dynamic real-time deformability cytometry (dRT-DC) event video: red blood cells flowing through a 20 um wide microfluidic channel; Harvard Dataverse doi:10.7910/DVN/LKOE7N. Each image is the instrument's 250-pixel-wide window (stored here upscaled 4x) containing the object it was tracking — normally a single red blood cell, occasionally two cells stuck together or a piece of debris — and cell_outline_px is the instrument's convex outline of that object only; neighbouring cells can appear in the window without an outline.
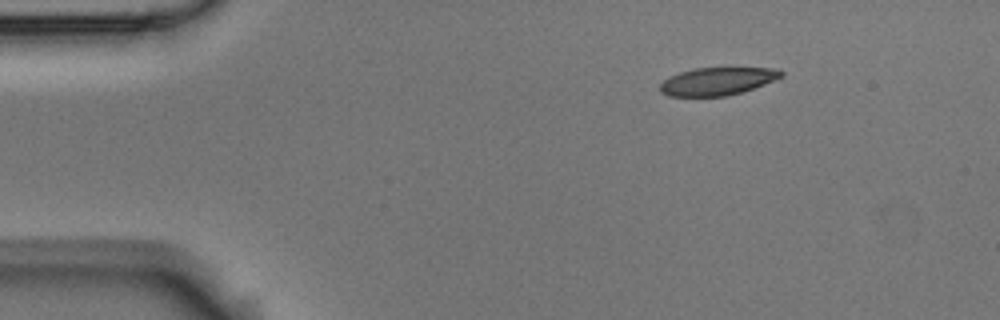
{"species": "Egyptian fruit bat (a non-hibernating species)", "species_latin": "Rousettus aegyptiacus", "temperature_condition": "room temperature", "stored_images_in_passage": 4, "camera_frame_rate_fps": 3000, "um_per_image_px": 0.085, "animal": {"sex": "male"}, "frame": {"image": 1, "passage_image": 1, "time_ms": 0.0, "image_size_px": [1000, 320], "cell_outline_px": [[784, 76], [764, 84], [740, 92], [724, 96], [668, 96], [660, 92], [660, 84], [668, 76], [680, 72], [696, 68], [772, 68], [784, 72]], "centroid_in_image_um": [60.94, 6.9], "position_along_channel_um": 24.1, "area_um2": 19.42}}
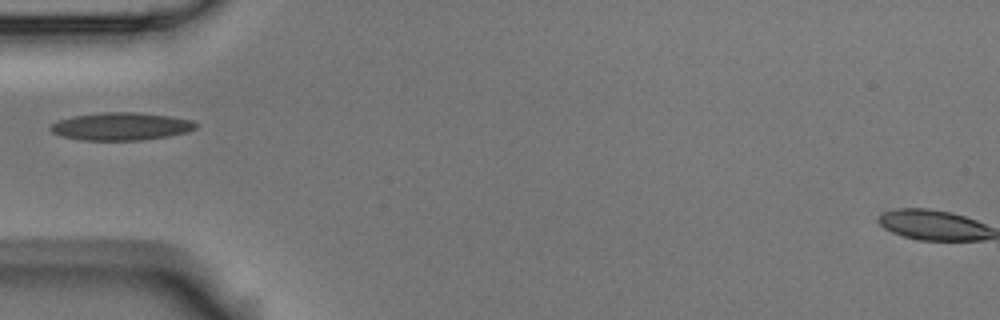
{"frame": {"image": 2, "passage_image": 3, "time_ms": 0.667, "image_size_px": [1000, 320], "cell_outline_px": [[196, 128], [188, 132], [168, 136], [140, 140], [80, 140], [60, 136], [52, 132], [48, 128], [56, 120], [72, 116], [100, 112], [132, 112], [168, 116], [192, 120], [196, 124]], "centroid_in_image_um": [10.23, 10.74], "position_along_channel_um": 74.8, "area_um2": 23.52}}
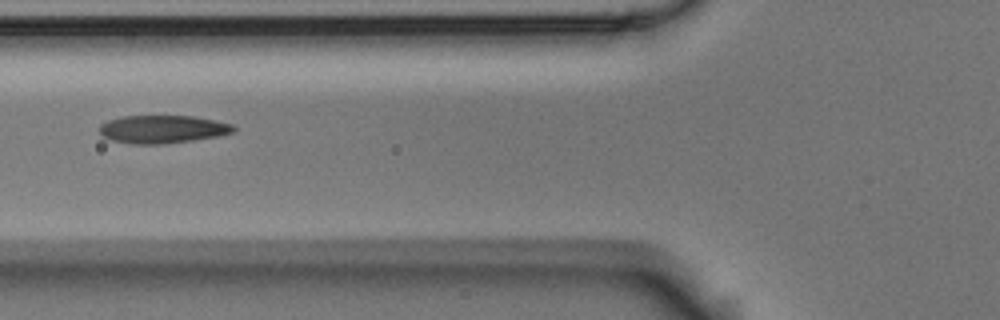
{"frame": {"image": 3, "passage_image": 4, "time_ms": 1.0, "image_size_px": [1000, 320], "cell_outline_px": [[236, 128], [232, 132], [220, 136], [192, 140], [160, 144], [132, 144], [112, 140], [100, 136], [100, 124], [108, 120], [120, 116], [192, 116], [216, 120], [232, 124]], "centroid_in_image_um": [13.79, 10.98], "position_along_channel_um": 112.0, "area_um2": 21.91}}